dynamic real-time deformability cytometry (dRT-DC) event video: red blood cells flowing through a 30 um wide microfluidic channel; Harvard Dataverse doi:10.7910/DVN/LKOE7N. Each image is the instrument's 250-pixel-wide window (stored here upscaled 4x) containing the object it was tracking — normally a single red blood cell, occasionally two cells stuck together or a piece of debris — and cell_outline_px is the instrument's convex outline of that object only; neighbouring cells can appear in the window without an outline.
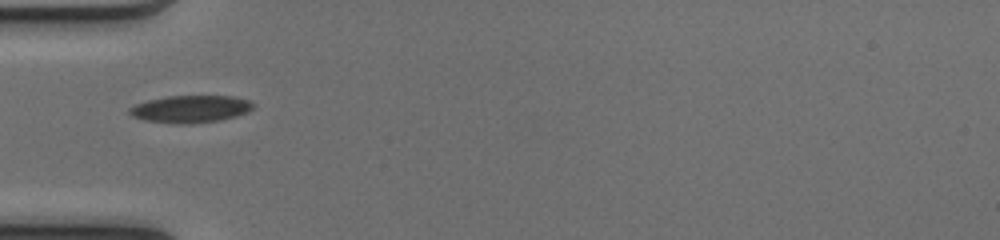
{"species": "common noctule bat (a hibernating species)", "species_latin": "Nyctalus noctula", "temperature_condition": "cold", "stored_images_in_passage": 35, "camera_frame_rate_fps": 3000, "um_per_image_px": 0.085, "animal": {"sex": "female", "body_mass_g": 17.0, "forearm_length_mm": 48.0}, "frame": {"image": 1, "passage_image": 1, "time_ms": 0.0, "image_size_px": [1000, 240], "cell_outline_px": [[256, 104], [248, 112], [236, 116], [220, 120], [192, 124], [176, 124], [144, 120], [132, 116], [128, 112], [128, 108], [136, 104], [148, 100], [168, 96], [232, 96], [248, 100]], "centroid_in_image_um": [16.19, 9.27], "position_along_channel_um": 68.8, "area_um2": 19.77}}
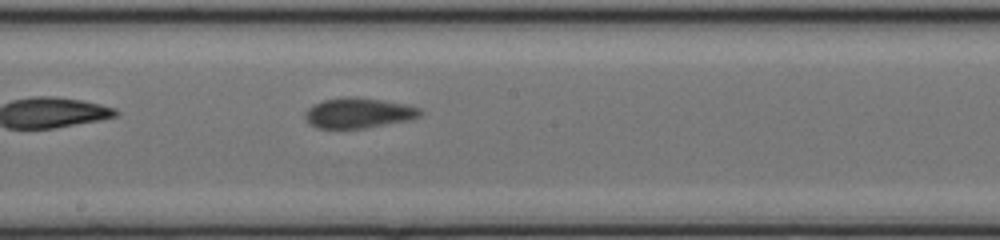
{"frame": {"image": 2, "passage_image": 12, "time_ms": 3.667, "image_size_px": [1000, 240], "cell_outline_px": [[424, 112], [420, 116], [408, 120], [364, 128], [316, 128], [304, 116], [304, 112], [308, 108], [324, 100], [344, 96], [356, 96], [404, 104], [420, 108]], "centroid_in_image_um": [30.48, 9.59], "position_along_channel_um": 217.7, "area_um2": 20.11}}
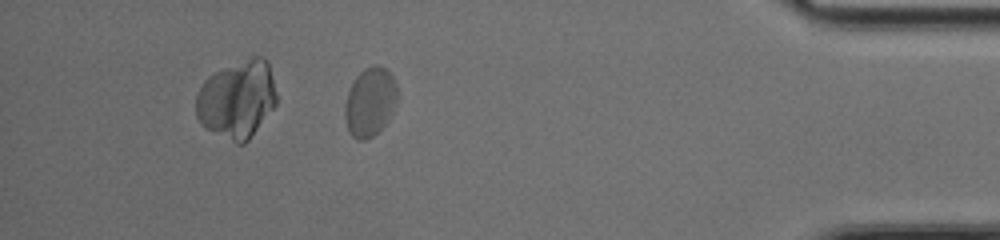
{"frame": {"image": 3, "passage_image": 29, "time_ms": 9.333, "image_size_px": [1000, 240], "cell_outline_px": [[396, 100], [392, 112], [388, 120], [372, 136], [364, 140], [356, 140], [348, 132], [344, 116], [344, 108], [348, 92], [356, 76], [364, 68], [372, 64], [380, 64], [388, 68], [396, 84]], "centroid_in_image_um": [31.43, 8.63], "position_along_channel_um": 403.8, "area_um2": 21.1}, "authors_computed_cell_mechanics": {"area_um2": 19.7676, "velocity_mm_per_s": 4.0583, "shape_relaxation_time_tau1_ms": 5.5934, "shape_relaxation_time_tau2_ms": 1.9901, "deformation_change_tau1": 0.1252, "deformation_change_tau2": 0.0926}}